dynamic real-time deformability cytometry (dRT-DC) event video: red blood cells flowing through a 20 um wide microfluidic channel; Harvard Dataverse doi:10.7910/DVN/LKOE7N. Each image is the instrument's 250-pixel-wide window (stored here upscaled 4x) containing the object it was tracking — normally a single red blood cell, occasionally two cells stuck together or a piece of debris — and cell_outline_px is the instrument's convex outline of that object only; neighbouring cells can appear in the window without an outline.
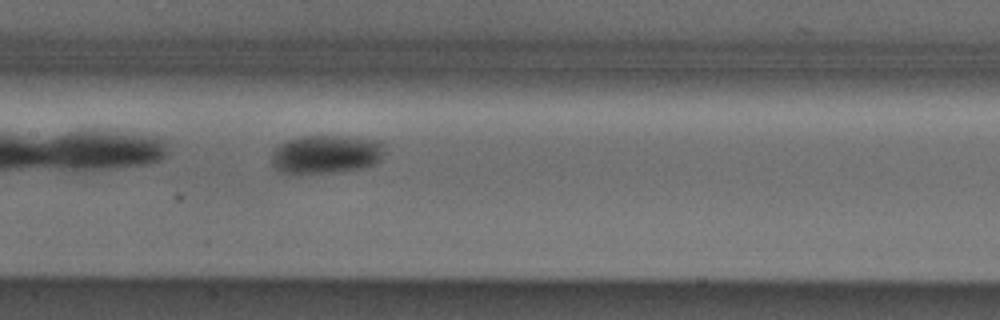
{"species": "Egyptian fruit bat (a non-hibernating species)", "species_latin": "Rousettus aegyptiacus", "temperature_condition": "cold", "stored_images_in_passage": 32, "camera_frame_rate_fps": 3000, "um_per_image_px": 0.085, "animal": {"sex": "male"}, "frame": {"image": 1, "passage_image": 10, "time_ms": 3.0, "image_size_px": [1000, 320], "cell_outline_px": [[384, 144], [380, 160], [372, 164], [360, 168], [332, 172], [288, 176], [280, 172], [272, 164], [272, 156], [276, 148], [280, 144], [288, 140], [300, 136], [344, 136], [380, 140]], "centroid_in_image_um": [27.66, 13.13], "position_along_channel_um": 179.7, "area_um2": 25.61}}